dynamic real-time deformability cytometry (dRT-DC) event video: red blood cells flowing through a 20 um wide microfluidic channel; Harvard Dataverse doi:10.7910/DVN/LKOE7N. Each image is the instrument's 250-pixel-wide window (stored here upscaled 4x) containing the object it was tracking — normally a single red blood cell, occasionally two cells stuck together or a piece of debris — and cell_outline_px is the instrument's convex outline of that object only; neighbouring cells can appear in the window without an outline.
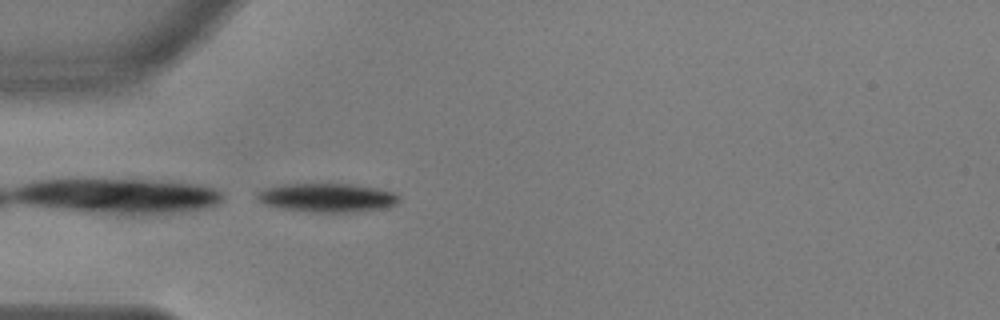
{"species": "common noctule bat (a hibernating species)", "species_latin": "Nyctalus noctula", "temperature_condition": "warm", "stored_images_in_passage": 15, "camera_frame_rate_fps": 3000, "um_per_image_px": 0.085, "animal": {"sex": "male", "body_mass_g": 17.9, "forearm_length_mm": 54.2}, "frame": {"image": 1, "passage_image": 1, "time_ms": 0.0, "image_size_px": [1000, 320], "cell_outline_px": [[400, 200], [396, 204], [388, 208], [352, 212], [312, 212], [280, 208], [264, 204], [256, 200], [256, 192], [264, 188], [280, 184], [352, 184], [376, 188], [396, 192], [400, 196]], "centroid_in_image_um": [27.81, 16.8], "position_along_channel_um": 57.2, "area_um2": 24.16}}
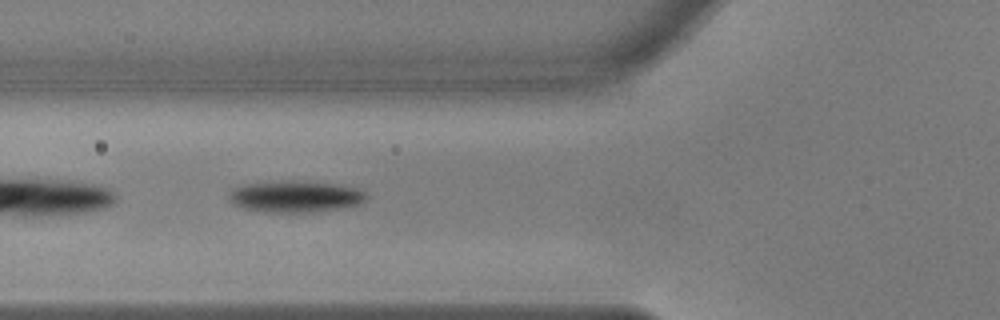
{"frame": {"image": 2, "passage_image": 5, "time_ms": 1.333, "image_size_px": [1000, 320], "cell_outline_px": [[368, 196], [360, 204], [336, 208], [304, 212], [268, 212], [244, 208], [236, 204], [228, 196], [236, 188], [248, 184], [288, 180], [296, 180], [340, 184], [356, 188], [364, 192]], "centroid_in_image_um": [25.16, 16.68], "position_along_channel_um": 100.6, "area_um2": 24.68}}
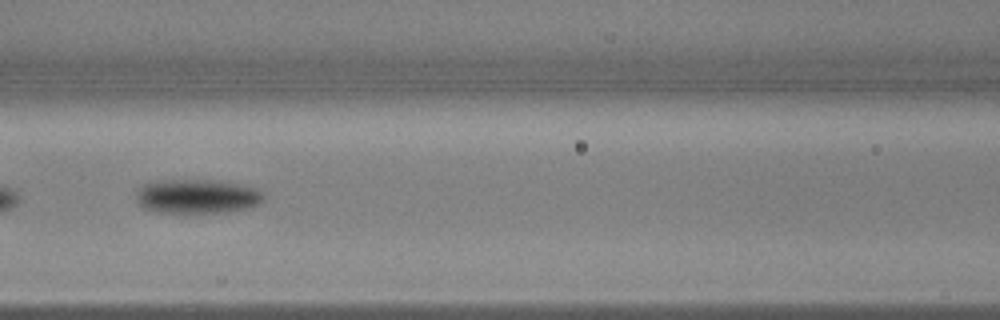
{"frame": {"image": 3, "passage_image": 9, "time_ms": 2.667, "image_size_px": [1000, 320], "cell_outline_px": [[264, 200], [260, 204], [248, 208], [224, 212], [156, 212], [144, 208], [140, 204], [136, 196], [136, 192], [144, 184], [164, 180], [220, 180], [240, 184], [256, 188], [264, 192]], "centroid_in_image_um": [16.81, 16.68], "position_along_channel_um": 149.8, "area_um2": 25.43}}